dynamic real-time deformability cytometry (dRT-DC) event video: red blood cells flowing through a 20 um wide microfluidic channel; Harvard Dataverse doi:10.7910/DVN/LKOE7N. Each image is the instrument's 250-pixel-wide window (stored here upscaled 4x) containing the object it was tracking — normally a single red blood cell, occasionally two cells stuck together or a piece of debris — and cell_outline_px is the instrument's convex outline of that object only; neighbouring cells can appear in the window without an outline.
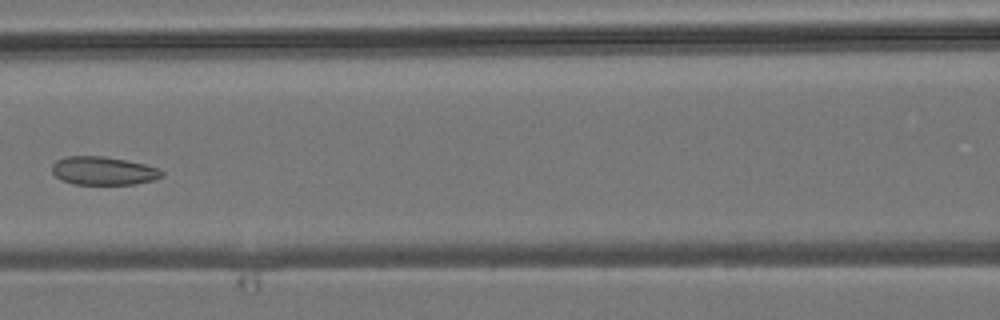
{"species": "common noctule bat (a hibernating species)", "species_latin": "Nyctalus noctula", "temperature_condition": "room temperature", "stored_images_in_passage": 7, "camera_frame_rate_fps": 3000, "um_per_image_px": 0.085, "animal": {"sex": "male", "body_mass_g": 19.2, "forearm_length_mm": 51.8}, "frame": {"image": 1, "passage_image": 6, "time_ms": 5.667, "image_size_px": [1000, 320], "cell_outline_px": [[164, 176], [152, 180], [132, 184], [72, 184], [60, 180], [52, 172], [52, 164], [56, 160], [68, 156], [104, 156], [144, 164], [156, 168], [164, 172]], "centroid_in_image_um": [8.74, 14.52], "position_along_channel_um": 157.9, "area_um2": 18.03}}
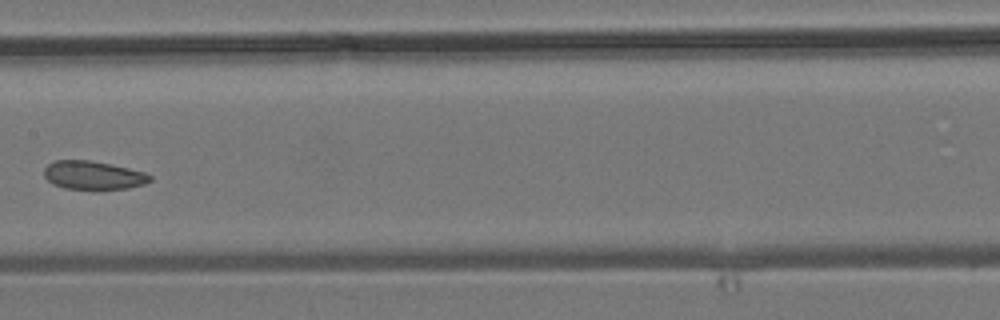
{"frame": {"image": 2, "passage_image": 7, "time_ms": 6.667, "image_size_px": [1000, 320], "cell_outline_px": [[152, 180], [144, 184], [128, 188], [96, 192], [64, 188], [52, 184], [44, 176], [44, 168], [48, 164], [56, 160], [88, 160], [128, 168], [144, 172], [152, 176]], "centroid_in_image_um": [7.92, 14.95], "position_along_channel_um": 199.5, "area_um2": 18.15}}